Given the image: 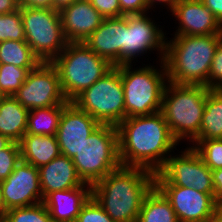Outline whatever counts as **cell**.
Instances as JSON below:
<instances>
[{"mask_svg":"<svg viewBox=\"0 0 222 222\" xmlns=\"http://www.w3.org/2000/svg\"><path fill=\"white\" fill-rule=\"evenodd\" d=\"M116 128L121 166L157 173L179 144L161 112L127 117Z\"/></svg>","mask_w":222,"mask_h":222,"instance_id":"1","label":"cell"},{"mask_svg":"<svg viewBox=\"0 0 222 222\" xmlns=\"http://www.w3.org/2000/svg\"><path fill=\"white\" fill-rule=\"evenodd\" d=\"M155 185V173L120 166L91 186V196L115 222H136L146 194Z\"/></svg>","mask_w":222,"mask_h":222,"instance_id":"2","label":"cell"},{"mask_svg":"<svg viewBox=\"0 0 222 222\" xmlns=\"http://www.w3.org/2000/svg\"><path fill=\"white\" fill-rule=\"evenodd\" d=\"M222 34L174 35L166 41L164 63L168 81L175 84L206 85Z\"/></svg>","mask_w":222,"mask_h":222,"instance_id":"3","label":"cell"},{"mask_svg":"<svg viewBox=\"0 0 222 222\" xmlns=\"http://www.w3.org/2000/svg\"><path fill=\"white\" fill-rule=\"evenodd\" d=\"M209 90L205 85L167 82L160 112L178 142L198 137Z\"/></svg>","mask_w":222,"mask_h":222,"instance_id":"4","label":"cell"},{"mask_svg":"<svg viewBox=\"0 0 222 222\" xmlns=\"http://www.w3.org/2000/svg\"><path fill=\"white\" fill-rule=\"evenodd\" d=\"M68 101L107 74L114 66L98 56L84 42H69L51 62Z\"/></svg>","mask_w":222,"mask_h":222,"instance_id":"5","label":"cell"},{"mask_svg":"<svg viewBox=\"0 0 222 222\" xmlns=\"http://www.w3.org/2000/svg\"><path fill=\"white\" fill-rule=\"evenodd\" d=\"M160 71L153 66L134 69L131 64L115 66L121 74L125 98V118L151 115L161 111L167 69L161 60Z\"/></svg>","mask_w":222,"mask_h":222,"instance_id":"6","label":"cell"},{"mask_svg":"<svg viewBox=\"0 0 222 222\" xmlns=\"http://www.w3.org/2000/svg\"><path fill=\"white\" fill-rule=\"evenodd\" d=\"M72 161L79 178L90 186L118 169L121 164L116 126L101 124L85 139Z\"/></svg>","mask_w":222,"mask_h":222,"instance_id":"7","label":"cell"},{"mask_svg":"<svg viewBox=\"0 0 222 222\" xmlns=\"http://www.w3.org/2000/svg\"><path fill=\"white\" fill-rule=\"evenodd\" d=\"M71 102L100 124L117 126L125 119V98L120 71L114 66Z\"/></svg>","mask_w":222,"mask_h":222,"instance_id":"8","label":"cell"},{"mask_svg":"<svg viewBox=\"0 0 222 222\" xmlns=\"http://www.w3.org/2000/svg\"><path fill=\"white\" fill-rule=\"evenodd\" d=\"M25 41L40 62H52L66 47L58 10L21 7Z\"/></svg>","mask_w":222,"mask_h":222,"instance_id":"9","label":"cell"},{"mask_svg":"<svg viewBox=\"0 0 222 222\" xmlns=\"http://www.w3.org/2000/svg\"><path fill=\"white\" fill-rule=\"evenodd\" d=\"M184 150L181 155L170 154L164 166L155 173V183L190 186L199 192L214 194L212 170L193 147Z\"/></svg>","mask_w":222,"mask_h":222,"instance_id":"10","label":"cell"},{"mask_svg":"<svg viewBox=\"0 0 222 222\" xmlns=\"http://www.w3.org/2000/svg\"><path fill=\"white\" fill-rule=\"evenodd\" d=\"M13 97L29 111L69 102L62 92L58 72L51 62H41L29 71L25 82Z\"/></svg>","mask_w":222,"mask_h":222,"instance_id":"11","label":"cell"},{"mask_svg":"<svg viewBox=\"0 0 222 222\" xmlns=\"http://www.w3.org/2000/svg\"><path fill=\"white\" fill-rule=\"evenodd\" d=\"M151 19L146 13L125 15L124 64H132L137 56L155 49L161 53L159 60H164L167 38Z\"/></svg>","mask_w":222,"mask_h":222,"instance_id":"12","label":"cell"},{"mask_svg":"<svg viewBox=\"0 0 222 222\" xmlns=\"http://www.w3.org/2000/svg\"><path fill=\"white\" fill-rule=\"evenodd\" d=\"M155 186L170 201L179 222H205L217 211L214 194L171 183H155Z\"/></svg>","mask_w":222,"mask_h":222,"instance_id":"13","label":"cell"},{"mask_svg":"<svg viewBox=\"0 0 222 222\" xmlns=\"http://www.w3.org/2000/svg\"><path fill=\"white\" fill-rule=\"evenodd\" d=\"M0 185L7 210L43 202L39 169L22 160Z\"/></svg>","mask_w":222,"mask_h":222,"instance_id":"14","label":"cell"},{"mask_svg":"<svg viewBox=\"0 0 222 222\" xmlns=\"http://www.w3.org/2000/svg\"><path fill=\"white\" fill-rule=\"evenodd\" d=\"M101 124L87 112L79 109L69 101L63 108L56 139L60 153L73 158L83 142Z\"/></svg>","mask_w":222,"mask_h":222,"instance_id":"15","label":"cell"},{"mask_svg":"<svg viewBox=\"0 0 222 222\" xmlns=\"http://www.w3.org/2000/svg\"><path fill=\"white\" fill-rule=\"evenodd\" d=\"M172 15L179 21L175 35L222 34V24L201 0L178 1Z\"/></svg>","mask_w":222,"mask_h":222,"instance_id":"16","label":"cell"},{"mask_svg":"<svg viewBox=\"0 0 222 222\" xmlns=\"http://www.w3.org/2000/svg\"><path fill=\"white\" fill-rule=\"evenodd\" d=\"M125 16L104 18L102 24L84 41L111 65L124 64Z\"/></svg>","mask_w":222,"mask_h":222,"instance_id":"17","label":"cell"},{"mask_svg":"<svg viewBox=\"0 0 222 222\" xmlns=\"http://www.w3.org/2000/svg\"><path fill=\"white\" fill-rule=\"evenodd\" d=\"M62 30L67 42H84L101 24L104 17L90 0H76L60 11Z\"/></svg>","mask_w":222,"mask_h":222,"instance_id":"18","label":"cell"},{"mask_svg":"<svg viewBox=\"0 0 222 222\" xmlns=\"http://www.w3.org/2000/svg\"><path fill=\"white\" fill-rule=\"evenodd\" d=\"M91 197V186L84 183L80 187L49 193L43 203L53 222H76L83 205Z\"/></svg>","mask_w":222,"mask_h":222,"instance_id":"19","label":"cell"},{"mask_svg":"<svg viewBox=\"0 0 222 222\" xmlns=\"http://www.w3.org/2000/svg\"><path fill=\"white\" fill-rule=\"evenodd\" d=\"M38 169L43 199L51 192L72 189L84 184L76 172L72 159L62 154Z\"/></svg>","mask_w":222,"mask_h":222,"instance_id":"20","label":"cell"},{"mask_svg":"<svg viewBox=\"0 0 222 222\" xmlns=\"http://www.w3.org/2000/svg\"><path fill=\"white\" fill-rule=\"evenodd\" d=\"M21 160L39 168L61 153L56 136L25 134L19 142Z\"/></svg>","mask_w":222,"mask_h":222,"instance_id":"21","label":"cell"},{"mask_svg":"<svg viewBox=\"0 0 222 222\" xmlns=\"http://www.w3.org/2000/svg\"><path fill=\"white\" fill-rule=\"evenodd\" d=\"M29 110L13 96L0 98V134L19 143L26 133Z\"/></svg>","mask_w":222,"mask_h":222,"instance_id":"22","label":"cell"},{"mask_svg":"<svg viewBox=\"0 0 222 222\" xmlns=\"http://www.w3.org/2000/svg\"><path fill=\"white\" fill-rule=\"evenodd\" d=\"M136 222H179L170 201L154 185L143 199Z\"/></svg>","mask_w":222,"mask_h":222,"instance_id":"23","label":"cell"},{"mask_svg":"<svg viewBox=\"0 0 222 222\" xmlns=\"http://www.w3.org/2000/svg\"><path fill=\"white\" fill-rule=\"evenodd\" d=\"M222 139V89L207 94L200 133L195 140Z\"/></svg>","mask_w":222,"mask_h":222,"instance_id":"24","label":"cell"},{"mask_svg":"<svg viewBox=\"0 0 222 222\" xmlns=\"http://www.w3.org/2000/svg\"><path fill=\"white\" fill-rule=\"evenodd\" d=\"M36 108L29 111L25 134L56 135L64 106Z\"/></svg>","mask_w":222,"mask_h":222,"instance_id":"25","label":"cell"},{"mask_svg":"<svg viewBox=\"0 0 222 222\" xmlns=\"http://www.w3.org/2000/svg\"><path fill=\"white\" fill-rule=\"evenodd\" d=\"M40 63L26 41L6 40L0 42V64L36 68Z\"/></svg>","mask_w":222,"mask_h":222,"instance_id":"26","label":"cell"},{"mask_svg":"<svg viewBox=\"0 0 222 222\" xmlns=\"http://www.w3.org/2000/svg\"><path fill=\"white\" fill-rule=\"evenodd\" d=\"M35 68H21L12 64H0L1 97L13 96L26 80L29 71Z\"/></svg>","mask_w":222,"mask_h":222,"instance_id":"27","label":"cell"},{"mask_svg":"<svg viewBox=\"0 0 222 222\" xmlns=\"http://www.w3.org/2000/svg\"><path fill=\"white\" fill-rule=\"evenodd\" d=\"M2 222H53L44 203L8 209Z\"/></svg>","mask_w":222,"mask_h":222,"instance_id":"28","label":"cell"},{"mask_svg":"<svg viewBox=\"0 0 222 222\" xmlns=\"http://www.w3.org/2000/svg\"><path fill=\"white\" fill-rule=\"evenodd\" d=\"M193 145L191 147L211 170L222 168V139L194 140Z\"/></svg>","mask_w":222,"mask_h":222,"instance_id":"29","label":"cell"},{"mask_svg":"<svg viewBox=\"0 0 222 222\" xmlns=\"http://www.w3.org/2000/svg\"><path fill=\"white\" fill-rule=\"evenodd\" d=\"M6 40L25 41L21 7L15 12L0 14V42Z\"/></svg>","mask_w":222,"mask_h":222,"instance_id":"30","label":"cell"},{"mask_svg":"<svg viewBox=\"0 0 222 222\" xmlns=\"http://www.w3.org/2000/svg\"><path fill=\"white\" fill-rule=\"evenodd\" d=\"M21 161L20 146L11 142L0 151V182L4 181Z\"/></svg>","mask_w":222,"mask_h":222,"instance_id":"31","label":"cell"},{"mask_svg":"<svg viewBox=\"0 0 222 222\" xmlns=\"http://www.w3.org/2000/svg\"><path fill=\"white\" fill-rule=\"evenodd\" d=\"M76 222H115L91 196L83 205Z\"/></svg>","mask_w":222,"mask_h":222,"instance_id":"32","label":"cell"},{"mask_svg":"<svg viewBox=\"0 0 222 222\" xmlns=\"http://www.w3.org/2000/svg\"><path fill=\"white\" fill-rule=\"evenodd\" d=\"M205 86L209 89H222V40L213 57L208 82Z\"/></svg>","mask_w":222,"mask_h":222,"instance_id":"33","label":"cell"},{"mask_svg":"<svg viewBox=\"0 0 222 222\" xmlns=\"http://www.w3.org/2000/svg\"><path fill=\"white\" fill-rule=\"evenodd\" d=\"M90 2L104 18L121 17L119 0H90Z\"/></svg>","mask_w":222,"mask_h":222,"instance_id":"34","label":"cell"},{"mask_svg":"<svg viewBox=\"0 0 222 222\" xmlns=\"http://www.w3.org/2000/svg\"><path fill=\"white\" fill-rule=\"evenodd\" d=\"M121 16L147 13L146 0H119Z\"/></svg>","mask_w":222,"mask_h":222,"instance_id":"35","label":"cell"},{"mask_svg":"<svg viewBox=\"0 0 222 222\" xmlns=\"http://www.w3.org/2000/svg\"><path fill=\"white\" fill-rule=\"evenodd\" d=\"M212 179L216 209L222 212V168L212 170Z\"/></svg>","mask_w":222,"mask_h":222,"instance_id":"36","label":"cell"},{"mask_svg":"<svg viewBox=\"0 0 222 222\" xmlns=\"http://www.w3.org/2000/svg\"><path fill=\"white\" fill-rule=\"evenodd\" d=\"M19 7L54 9V0H18Z\"/></svg>","mask_w":222,"mask_h":222,"instance_id":"37","label":"cell"},{"mask_svg":"<svg viewBox=\"0 0 222 222\" xmlns=\"http://www.w3.org/2000/svg\"><path fill=\"white\" fill-rule=\"evenodd\" d=\"M222 24V0H201Z\"/></svg>","mask_w":222,"mask_h":222,"instance_id":"38","label":"cell"},{"mask_svg":"<svg viewBox=\"0 0 222 222\" xmlns=\"http://www.w3.org/2000/svg\"><path fill=\"white\" fill-rule=\"evenodd\" d=\"M18 9V0H0V14H9Z\"/></svg>","mask_w":222,"mask_h":222,"instance_id":"39","label":"cell"},{"mask_svg":"<svg viewBox=\"0 0 222 222\" xmlns=\"http://www.w3.org/2000/svg\"><path fill=\"white\" fill-rule=\"evenodd\" d=\"M147 2V7H148V10H150V8H152V6L159 2V4L161 3V5L164 3L165 5L168 6L170 12L173 11L176 3L178 2V0H146Z\"/></svg>","mask_w":222,"mask_h":222,"instance_id":"40","label":"cell"},{"mask_svg":"<svg viewBox=\"0 0 222 222\" xmlns=\"http://www.w3.org/2000/svg\"><path fill=\"white\" fill-rule=\"evenodd\" d=\"M76 0H54V9L60 11L63 7H66Z\"/></svg>","mask_w":222,"mask_h":222,"instance_id":"41","label":"cell"},{"mask_svg":"<svg viewBox=\"0 0 222 222\" xmlns=\"http://www.w3.org/2000/svg\"><path fill=\"white\" fill-rule=\"evenodd\" d=\"M6 212H7V209L3 200V194H2V189L0 185V222H2V220L4 219Z\"/></svg>","mask_w":222,"mask_h":222,"instance_id":"42","label":"cell"},{"mask_svg":"<svg viewBox=\"0 0 222 222\" xmlns=\"http://www.w3.org/2000/svg\"><path fill=\"white\" fill-rule=\"evenodd\" d=\"M205 222H222V212L217 210Z\"/></svg>","mask_w":222,"mask_h":222,"instance_id":"43","label":"cell"},{"mask_svg":"<svg viewBox=\"0 0 222 222\" xmlns=\"http://www.w3.org/2000/svg\"><path fill=\"white\" fill-rule=\"evenodd\" d=\"M10 143L11 141L7 137L0 134V151L6 148Z\"/></svg>","mask_w":222,"mask_h":222,"instance_id":"44","label":"cell"},{"mask_svg":"<svg viewBox=\"0 0 222 222\" xmlns=\"http://www.w3.org/2000/svg\"><path fill=\"white\" fill-rule=\"evenodd\" d=\"M0 77H1V75H0ZM0 98H1V83H0Z\"/></svg>","mask_w":222,"mask_h":222,"instance_id":"45","label":"cell"}]
</instances>
